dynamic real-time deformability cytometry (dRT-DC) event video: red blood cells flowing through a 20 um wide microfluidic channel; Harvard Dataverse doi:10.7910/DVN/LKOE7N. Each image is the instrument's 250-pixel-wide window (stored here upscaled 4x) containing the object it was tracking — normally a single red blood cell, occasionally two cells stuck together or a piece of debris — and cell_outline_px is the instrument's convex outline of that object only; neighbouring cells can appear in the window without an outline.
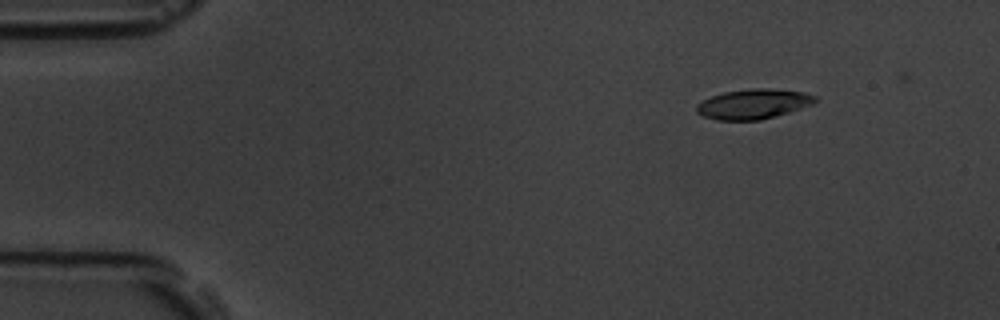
{"species": "common noctule bat (a hibernating species)", "species_latin": "Nyctalus noctula", "temperature_condition": "room temperature", "stored_images_in_passage": 5, "camera_frame_rate_fps": 3000, "um_per_image_px": 0.085, "animal": {"sex": "male", "body_mass_g": 19.5, "forearm_length_mm": 54.6}, "frame": {"image": 1, "passage_image": 2, "time_ms": 1.333, "image_size_px": [1000, 320], "cell_outline_px": [[820, 100], [812, 104], [788, 112], [760, 120], [716, 120], [704, 116], [696, 112], [696, 104], [712, 96], [724, 92], [748, 88], [768, 88], [804, 92], [816, 96]], "centroid_in_image_um": [64.04, 8.83], "position_along_channel_um": 21.0, "area_um2": 20.63}}
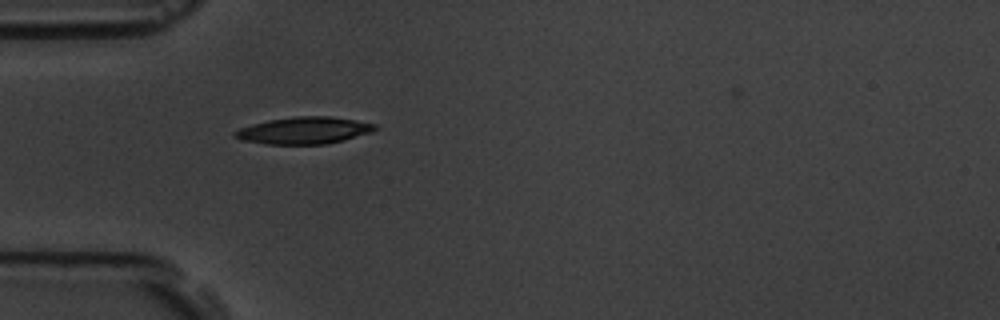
{"frame": {"image": 2, "passage_image": 5, "time_ms": 4.667, "image_size_px": [1000, 320], "cell_outline_px": [[376, 128], [372, 132], [344, 140], [324, 144], [268, 144], [244, 140], [232, 136], [232, 132], [240, 128], [252, 124], [268, 120], [296, 116], [332, 116], [356, 120], [376, 124]], "centroid_in_image_um": [25.85, 11.08], "position_along_channel_um": 59.2, "area_um2": 21.96}}